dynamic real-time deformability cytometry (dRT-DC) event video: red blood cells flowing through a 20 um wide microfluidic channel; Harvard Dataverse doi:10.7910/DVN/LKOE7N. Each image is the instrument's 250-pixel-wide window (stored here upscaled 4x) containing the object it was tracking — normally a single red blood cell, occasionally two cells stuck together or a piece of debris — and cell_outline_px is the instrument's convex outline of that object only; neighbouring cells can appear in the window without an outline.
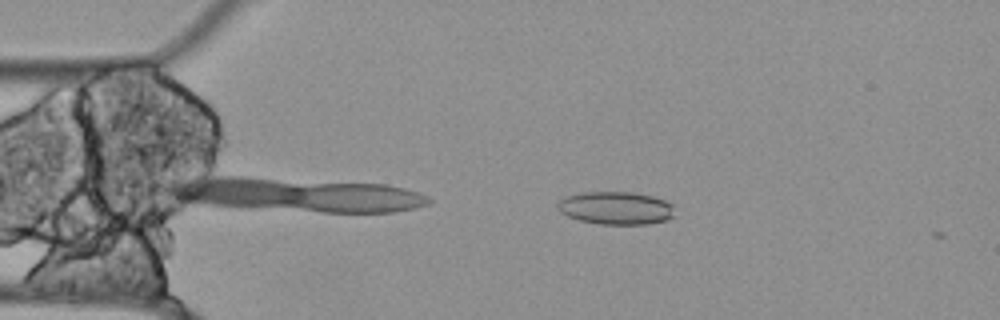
{"species": "Egyptian fruit bat (a non-hibernating species)", "species_latin": "Rousettus aegyptiacus", "temperature_condition": "cold", "stored_images_in_passage": 3, "camera_frame_rate_fps": 3000, "um_per_image_px": 0.085, "animal": {"sex": "female"}, "frame": {"image": 1, "passage_image": 1, "time_ms": 0.0, "image_size_px": [1000, 320], "cell_outline_px": [[672, 216], [668, 220], [648, 224], [600, 224], [580, 220], [568, 216], [560, 212], [556, 208], [556, 204], [564, 196], [584, 192], [632, 192], [652, 196], [664, 200], [672, 204]], "centroid_in_image_um": [52.31, 17.68], "position_along_channel_um": 32.7, "area_um2": 22.43}}